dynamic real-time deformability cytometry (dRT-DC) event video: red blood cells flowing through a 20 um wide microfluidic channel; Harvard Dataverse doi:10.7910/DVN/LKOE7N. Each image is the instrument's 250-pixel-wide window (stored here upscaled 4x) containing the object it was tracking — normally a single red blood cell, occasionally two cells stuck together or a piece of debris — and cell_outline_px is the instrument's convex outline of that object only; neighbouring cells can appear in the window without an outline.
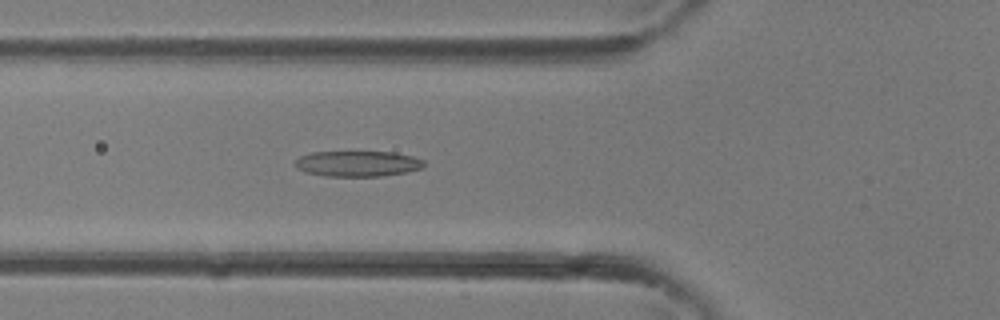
{"species": "common noctule bat (a hibernating species)", "species_latin": "Nyctalus noctula", "temperature_condition": "room temperature", "stored_images_in_passage": 34, "camera_frame_rate_fps": 3000, "um_per_image_px": 0.085, "animal": {"sex": "female"}, "frame": {"image": 1, "passage_image": 14, "time_ms": 4.333, "image_size_px": [1000, 320], "cell_outline_px": [[424, 168], [408, 172], [380, 176], [324, 176], [304, 172], [296, 168], [292, 164], [300, 156], [312, 152], [392, 152], [412, 156], [424, 160]], "centroid_in_image_um": [30.38, 13.92], "position_along_channel_um": 95.4, "area_um2": 19.42}}
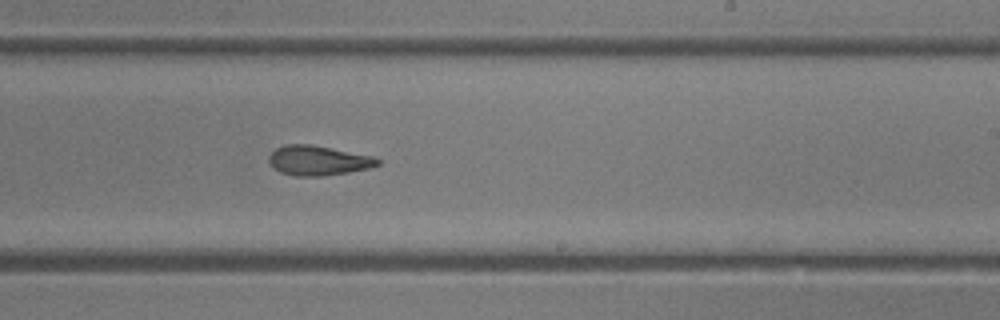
{"frame": {"image": 2, "passage_image": 23, "time_ms": 7.333, "image_size_px": [1000, 320], "cell_outline_px": [[380, 164], [372, 168], [324, 176], [292, 176], [280, 172], [268, 160], [268, 156], [276, 148], [284, 144], [312, 144], [376, 156], [380, 160]], "centroid_in_image_um": [27.09, 13.63], "position_along_channel_um": 261.9, "area_um2": 19.13}}
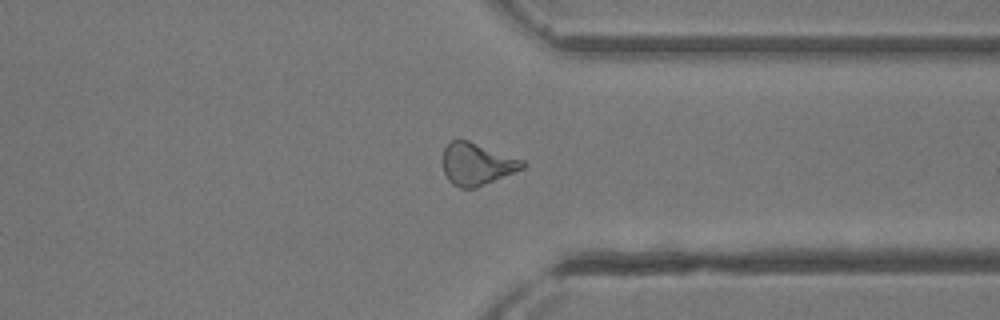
{"frame": {"image": 3, "passage_image": 29, "time_ms": 9.333, "image_size_px": [1000, 320], "cell_outline_px": [[528, 164], [524, 168], [476, 188], [460, 188], [452, 184], [448, 180], [444, 172], [444, 148], [452, 140], [468, 140], [524, 160]], "centroid_in_image_um": [40.56, 13.95], "position_along_channel_um": 370.8, "area_um2": 19.48}}